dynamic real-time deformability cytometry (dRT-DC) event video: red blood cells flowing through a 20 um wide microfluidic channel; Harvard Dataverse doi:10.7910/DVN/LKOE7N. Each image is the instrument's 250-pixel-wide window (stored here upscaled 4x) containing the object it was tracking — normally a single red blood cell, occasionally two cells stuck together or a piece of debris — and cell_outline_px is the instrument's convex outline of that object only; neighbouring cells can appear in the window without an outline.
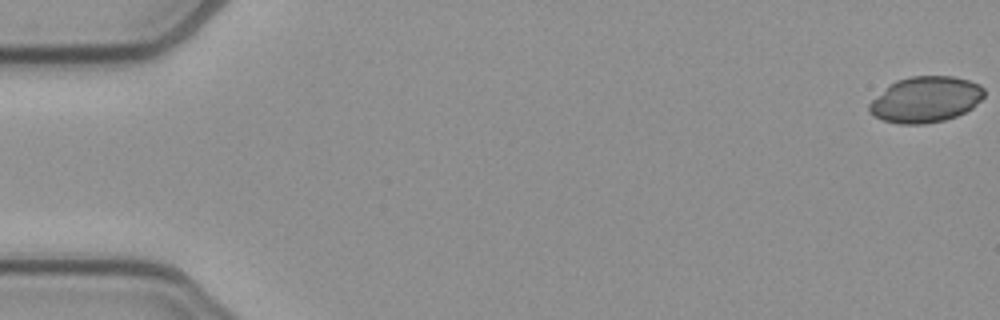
{"species": "common noctule bat (a hibernating species)", "species_latin": "Nyctalus noctula", "temperature_condition": "cold", "stored_images_in_passage": 53, "camera_frame_rate_fps": 3000, "um_per_image_px": 0.085, "animal": {"sex": "female", "body_mass_g": 21.9}, "frame": {"image": 1, "passage_image": 1, "time_ms": 0.0, "image_size_px": [1000, 320], "cell_outline_px": [[984, 96], [972, 108], [956, 116], [944, 120], [924, 124], [900, 124], [884, 120], [868, 112], [868, 104], [888, 84], [896, 80], [912, 76], [952, 76], [968, 80], [980, 84], [984, 88]], "centroid_in_image_um": [78.66, 8.45], "position_along_channel_um": 6.3, "area_um2": 30.75}}